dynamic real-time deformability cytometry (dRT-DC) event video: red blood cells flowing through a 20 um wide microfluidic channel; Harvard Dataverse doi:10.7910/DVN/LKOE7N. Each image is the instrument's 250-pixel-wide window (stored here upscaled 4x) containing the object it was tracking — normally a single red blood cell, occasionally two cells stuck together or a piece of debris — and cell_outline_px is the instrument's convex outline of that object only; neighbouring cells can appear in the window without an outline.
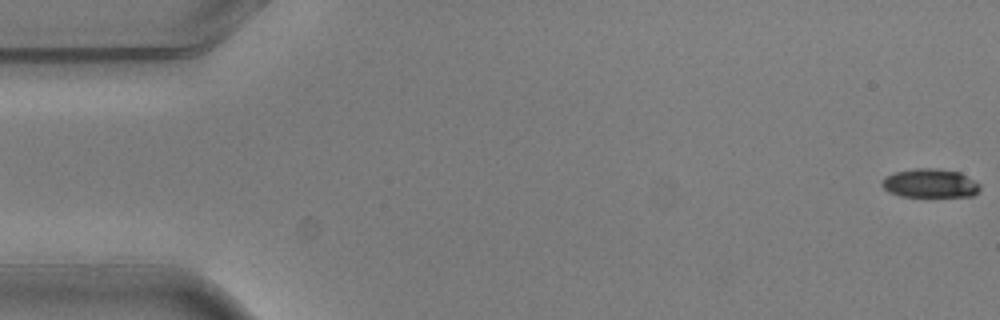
{"species": "common noctule bat (a hibernating species)", "species_latin": "Nyctalus noctula", "temperature_condition": "warm", "stored_images_in_passage": 6, "camera_frame_rate_fps": 3000, "um_per_image_px": 0.085, "animal": {"sex": "male", "body_mass_g": 20.5, "forearm_length_mm": 52.5}, "frame": {"image": 1, "passage_image": 1, "time_ms": 0.0, "image_size_px": [1000, 320], "cell_outline_px": [[980, 188], [972, 196], [900, 196], [888, 192], [880, 184], [880, 180], [884, 176], [896, 172], [916, 168], [936, 168], [960, 172], [976, 180], [980, 184]], "centroid_in_image_um": [79.03, 15.57], "position_along_channel_um": 6.0, "area_um2": 16.59}}
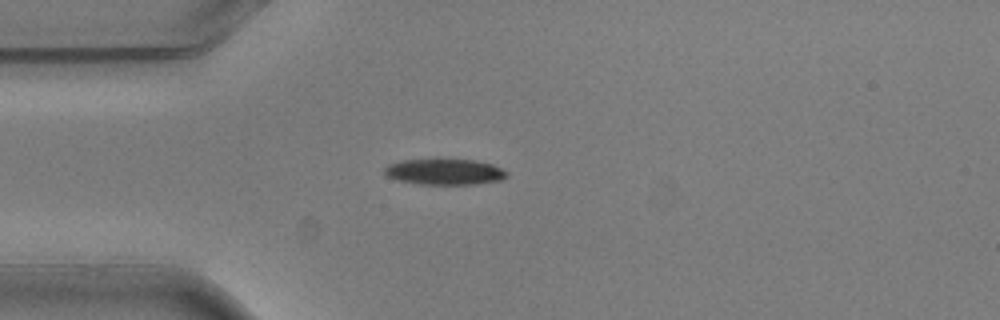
{"frame": {"image": 2, "passage_image": 5, "time_ms": 1.333, "image_size_px": [1000, 320], "cell_outline_px": [[508, 176], [504, 180], [476, 184], [420, 184], [396, 180], [388, 176], [384, 172], [384, 168], [388, 164], [404, 160], [476, 160], [492, 164], [508, 172]], "centroid_in_image_um": [37.83, 14.62], "position_along_channel_um": 47.2, "area_um2": 18.38}}